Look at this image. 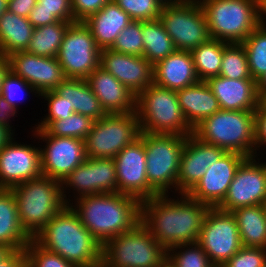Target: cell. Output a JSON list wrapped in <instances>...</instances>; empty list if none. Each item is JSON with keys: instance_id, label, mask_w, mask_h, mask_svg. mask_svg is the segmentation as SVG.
I'll return each instance as SVG.
<instances>
[{"instance_id": "cell-8", "label": "cell", "mask_w": 266, "mask_h": 267, "mask_svg": "<svg viewBox=\"0 0 266 267\" xmlns=\"http://www.w3.org/2000/svg\"><path fill=\"white\" fill-rule=\"evenodd\" d=\"M166 257L167 250L140 221L102 246L101 267H158Z\"/></svg>"}, {"instance_id": "cell-45", "label": "cell", "mask_w": 266, "mask_h": 267, "mask_svg": "<svg viewBox=\"0 0 266 267\" xmlns=\"http://www.w3.org/2000/svg\"><path fill=\"white\" fill-rule=\"evenodd\" d=\"M220 267H266V248L242 246Z\"/></svg>"}, {"instance_id": "cell-40", "label": "cell", "mask_w": 266, "mask_h": 267, "mask_svg": "<svg viewBox=\"0 0 266 267\" xmlns=\"http://www.w3.org/2000/svg\"><path fill=\"white\" fill-rule=\"evenodd\" d=\"M110 49L119 53L144 56L142 21H132L124 28Z\"/></svg>"}, {"instance_id": "cell-42", "label": "cell", "mask_w": 266, "mask_h": 267, "mask_svg": "<svg viewBox=\"0 0 266 267\" xmlns=\"http://www.w3.org/2000/svg\"><path fill=\"white\" fill-rule=\"evenodd\" d=\"M47 103L48 113L38 120L33 129H44L51 121L65 119L75 113L74 109L67 103L65 97L60 96L55 90L47 91L39 95Z\"/></svg>"}, {"instance_id": "cell-19", "label": "cell", "mask_w": 266, "mask_h": 267, "mask_svg": "<svg viewBox=\"0 0 266 267\" xmlns=\"http://www.w3.org/2000/svg\"><path fill=\"white\" fill-rule=\"evenodd\" d=\"M246 158L237 152H225L187 195L210 207H217L224 200L237 168Z\"/></svg>"}, {"instance_id": "cell-29", "label": "cell", "mask_w": 266, "mask_h": 267, "mask_svg": "<svg viewBox=\"0 0 266 267\" xmlns=\"http://www.w3.org/2000/svg\"><path fill=\"white\" fill-rule=\"evenodd\" d=\"M236 219L243 247L266 248V211L263 205L231 211Z\"/></svg>"}, {"instance_id": "cell-12", "label": "cell", "mask_w": 266, "mask_h": 267, "mask_svg": "<svg viewBox=\"0 0 266 267\" xmlns=\"http://www.w3.org/2000/svg\"><path fill=\"white\" fill-rule=\"evenodd\" d=\"M100 54L90 29L83 22H74L68 27L56 58L66 78L86 79L100 66Z\"/></svg>"}, {"instance_id": "cell-43", "label": "cell", "mask_w": 266, "mask_h": 267, "mask_svg": "<svg viewBox=\"0 0 266 267\" xmlns=\"http://www.w3.org/2000/svg\"><path fill=\"white\" fill-rule=\"evenodd\" d=\"M27 267H76L56 253L41 247L32 239L25 248Z\"/></svg>"}, {"instance_id": "cell-46", "label": "cell", "mask_w": 266, "mask_h": 267, "mask_svg": "<svg viewBox=\"0 0 266 267\" xmlns=\"http://www.w3.org/2000/svg\"><path fill=\"white\" fill-rule=\"evenodd\" d=\"M78 113L97 121L106 115L99 99L92 91L86 79H80V100Z\"/></svg>"}, {"instance_id": "cell-60", "label": "cell", "mask_w": 266, "mask_h": 267, "mask_svg": "<svg viewBox=\"0 0 266 267\" xmlns=\"http://www.w3.org/2000/svg\"><path fill=\"white\" fill-rule=\"evenodd\" d=\"M160 3H162L163 5H169V4H175L178 3L182 0H158Z\"/></svg>"}, {"instance_id": "cell-3", "label": "cell", "mask_w": 266, "mask_h": 267, "mask_svg": "<svg viewBox=\"0 0 266 267\" xmlns=\"http://www.w3.org/2000/svg\"><path fill=\"white\" fill-rule=\"evenodd\" d=\"M33 239L76 267H101L102 245L70 205L59 211Z\"/></svg>"}, {"instance_id": "cell-27", "label": "cell", "mask_w": 266, "mask_h": 267, "mask_svg": "<svg viewBox=\"0 0 266 267\" xmlns=\"http://www.w3.org/2000/svg\"><path fill=\"white\" fill-rule=\"evenodd\" d=\"M31 240L21 226L12 190L0 189V244L12 250H21L25 249Z\"/></svg>"}, {"instance_id": "cell-34", "label": "cell", "mask_w": 266, "mask_h": 267, "mask_svg": "<svg viewBox=\"0 0 266 267\" xmlns=\"http://www.w3.org/2000/svg\"><path fill=\"white\" fill-rule=\"evenodd\" d=\"M61 189L64 201L66 202L67 205H70L71 203L70 202L71 195H69L70 190H72V192L74 193L73 194L74 200H76L79 197L94 195L92 158L87 157L82 164L77 166L70 174H68L61 181ZM67 195L69 196L67 197Z\"/></svg>"}, {"instance_id": "cell-36", "label": "cell", "mask_w": 266, "mask_h": 267, "mask_svg": "<svg viewBox=\"0 0 266 267\" xmlns=\"http://www.w3.org/2000/svg\"><path fill=\"white\" fill-rule=\"evenodd\" d=\"M219 75L228 79H253L241 43H230L224 48Z\"/></svg>"}, {"instance_id": "cell-50", "label": "cell", "mask_w": 266, "mask_h": 267, "mask_svg": "<svg viewBox=\"0 0 266 267\" xmlns=\"http://www.w3.org/2000/svg\"><path fill=\"white\" fill-rule=\"evenodd\" d=\"M17 109L11 106L5 98L0 95V126L5 127L9 130L13 135L15 131L13 130V126L11 125V119L18 117Z\"/></svg>"}, {"instance_id": "cell-48", "label": "cell", "mask_w": 266, "mask_h": 267, "mask_svg": "<svg viewBox=\"0 0 266 267\" xmlns=\"http://www.w3.org/2000/svg\"><path fill=\"white\" fill-rule=\"evenodd\" d=\"M55 91L65 97L67 103L78 113L80 100V79L66 78L61 82Z\"/></svg>"}, {"instance_id": "cell-2", "label": "cell", "mask_w": 266, "mask_h": 267, "mask_svg": "<svg viewBox=\"0 0 266 267\" xmlns=\"http://www.w3.org/2000/svg\"><path fill=\"white\" fill-rule=\"evenodd\" d=\"M71 202L70 206L81 223L102 246L110 239L131 231L141 219V202L119 192L83 196L71 199Z\"/></svg>"}, {"instance_id": "cell-59", "label": "cell", "mask_w": 266, "mask_h": 267, "mask_svg": "<svg viewBox=\"0 0 266 267\" xmlns=\"http://www.w3.org/2000/svg\"><path fill=\"white\" fill-rule=\"evenodd\" d=\"M158 267H175L173 263L166 257V259Z\"/></svg>"}, {"instance_id": "cell-35", "label": "cell", "mask_w": 266, "mask_h": 267, "mask_svg": "<svg viewBox=\"0 0 266 267\" xmlns=\"http://www.w3.org/2000/svg\"><path fill=\"white\" fill-rule=\"evenodd\" d=\"M241 44L251 77L257 82L266 73V25L260 24Z\"/></svg>"}, {"instance_id": "cell-18", "label": "cell", "mask_w": 266, "mask_h": 267, "mask_svg": "<svg viewBox=\"0 0 266 267\" xmlns=\"http://www.w3.org/2000/svg\"><path fill=\"white\" fill-rule=\"evenodd\" d=\"M7 58L10 71L33 86L39 95L55 90L66 79L56 57H41L19 51Z\"/></svg>"}, {"instance_id": "cell-15", "label": "cell", "mask_w": 266, "mask_h": 267, "mask_svg": "<svg viewBox=\"0 0 266 267\" xmlns=\"http://www.w3.org/2000/svg\"><path fill=\"white\" fill-rule=\"evenodd\" d=\"M246 158L237 168L224 200L217 208L231 212L239 207L263 205L266 201V162ZM258 160V161H257Z\"/></svg>"}, {"instance_id": "cell-53", "label": "cell", "mask_w": 266, "mask_h": 267, "mask_svg": "<svg viewBox=\"0 0 266 267\" xmlns=\"http://www.w3.org/2000/svg\"><path fill=\"white\" fill-rule=\"evenodd\" d=\"M10 72V64L8 58L0 53V95L4 80Z\"/></svg>"}, {"instance_id": "cell-7", "label": "cell", "mask_w": 266, "mask_h": 267, "mask_svg": "<svg viewBox=\"0 0 266 267\" xmlns=\"http://www.w3.org/2000/svg\"><path fill=\"white\" fill-rule=\"evenodd\" d=\"M209 35L226 43H242L259 25L258 0H198Z\"/></svg>"}, {"instance_id": "cell-31", "label": "cell", "mask_w": 266, "mask_h": 267, "mask_svg": "<svg viewBox=\"0 0 266 267\" xmlns=\"http://www.w3.org/2000/svg\"><path fill=\"white\" fill-rule=\"evenodd\" d=\"M74 22L57 21L36 27L26 52L41 57H56L68 27Z\"/></svg>"}, {"instance_id": "cell-4", "label": "cell", "mask_w": 266, "mask_h": 267, "mask_svg": "<svg viewBox=\"0 0 266 267\" xmlns=\"http://www.w3.org/2000/svg\"><path fill=\"white\" fill-rule=\"evenodd\" d=\"M193 135L226 152L255 157V110H219L193 129Z\"/></svg>"}, {"instance_id": "cell-32", "label": "cell", "mask_w": 266, "mask_h": 267, "mask_svg": "<svg viewBox=\"0 0 266 267\" xmlns=\"http://www.w3.org/2000/svg\"><path fill=\"white\" fill-rule=\"evenodd\" d=\"M229 43L210 38L191 50L195 70L200 81L219 76L223 50Z\"/></svg>"}, {"instance_id": "cell-37", "label": "cell", "mask_w": 266, "mask_h": 267, "mask_svg": "<svg viewBox=\"0 0 266 267\" xmlns=\"http://www.w3.org/2000/svg\"><path fill=\"white\" fill-rule=\"evenodd\" d=\"M95 120L79 113H73L65 119L51 121L44 130L52 136L74 137L85 140L92 130Z\"/></svg>"}, {"instance_id": "cell-14", "label": "cell", "mask_w": 266, "mask_h": 267, "mask_svg": "<svg viewBox=\"0 0 266 267\" xmlns=\"http://www.w3.org/2000/svg\"><path fill=\"white\" fill-rule=\"evenodd\" d=\"M33 138L44 142L41 150L42 175L60 182L87 156L84 140L74 137H57L49 135L44 129H33ZM43 139V140H42Z\"/></svg>"}, {"instance_id": "cell-24", "label": "cell", "mask_w": 266, "mask_h": 267, "mask_svg": "<svg viewBox=\"0 0 266 267\" xmlns=\"http://www.w3.org/2000/svg\"><path fill=\"white\" fill-rule=\"evenodd\" d=\"M199 81L190 51L176 50L154 65L158 86L177 91Z\"/></svg>"}, {"instance_id": "cell-49", "label": "cell", "mask_w": 266, "mask_h": 267, "mask_svg": "<svg viewBox=\"0 0 266 267\" xmlns=\"http://www.w3.org/2000/svg\"><path fill=\"white\" fill-rule=\"evenodd\" d=\"M260 147H266V107L261 102L255 109V157H260Z\"/></svg>"}, {"instance_id": "cell-62", "label": "cell", "mask_w": 266, "mask_h": 267, "mask_svg": "<svg viewBox=\"0 0 266 267\" xmlns=\"http://www.w3.org/2000/svg\"><path fill=\"white\" fill-rule=\"evenodd\" d=\"M263 206H264V208H265V211H266V201L264 202Z\"/></svg>"}, {"instance_id": "cell-38", "label": "cell", "mask_w": 266, "mask_h": 267, "mask_svg": "<svg viewBox=\"0 0 266 267\" xmlns=\"http://www.w3.org/2000/svg\"><path fill=\"white\" fill-rule=\"evenodd\" d=\"M167 258L175 267H216L197 242L169 248Z\"/></svg>"}, {"instance_id": "cell-26", "label": "cell", "mask_w": 266, "mask_h": 267, "mask_svg": "<svg viewBox=\"0 0 266 267\" xmlns=\"http://www.w3.org/2000/svg\"><path fill=\"white\" fill-rule=\"evenodd\" d=\"M176 93L185 120L192 129L220 110L218 100L206 81H199Z\"/></svg>"}, {"instance_id": "cell-52", "label": "cell", "mask_w": 266, "mask_h": 267, "mask_svg": "<svg viewBox=\"0 0 266 267\" xmlns=\"http://www.w3.org/2000/svg\"><path fill=\"white\" fill-rule=\"evenodd\" d=\"M0 267H27V255L25 249L13 250L0 262Z\"/></svg>"}, {"instance_id": "cell-55", "label": "cell", "mask_w": 266, "mask_h": 267, "mask_svg": "<svg viewBox=\"0 0 266 267\" xmlns=\"http://www.w3.org/2000/svg\"><path fill=\"white\" fill-rule=\"evenodd\" d=\"M15 135L5 127L0 126V149Z\"/></svg>"}, {"instance_id": "cell-61", "label": "cell", "mask_w": 266, "mask_h": 267, "mask_svg": "<svg viewBox=\"0 0 266 267\" xmlns=\"http://www.w3.org/2000/svg\"><path fill=\"white\" fill-rule=\"evenodd\" d=\"M260 102L266 107V94L260 99Z\"/></svg>"}, {"instance_id": "cell-17", "label": "cell", "mask_w": 266, "mask_h": 267, "mask_svg": "<svg viewBox=\"0 0 266 267\" xmlns=\"http://www.w3.org/2000/svg\"><path fill=\"white\" fill-rule=\"evenodd\" d=\"M15 139L13 136L0 149V189H11L42 175L41 147Z\"/></svg>"}, {"instance_id": "cell-23", "label": "cell", "mask_w": 266, "mask_h": 267, "mask_svg": "<svg viewBox=\"0 0 266 267\" xmlns=\"http://www.w3.org/2000/svg\"><path fill=\"white\" fill-rule=\"evenodd\" d=\"M206 82L216 96L221 110H255L260 103L257 82L254 79H228L219 75Z\"/></svg>"}, {"instance_id": "cell-47", "label": "cell", "mask_w": 266, "mask_h": 267, "mask_svg": "<svg viewBox=\"0 0 266 267\" xmlns=\"http://www.w3.org/2000/svg\"><path fill=\"white\" fill-rule=\"evenodd\" d=\"M110 0H72L74 22H83L100 11Z\"/></svg>"}, {"instance_id": "cell-54", "label": "cell", "mask_w": 266, "mask_h": 267, "mask_svg": "<svg viewBox=\"0 0 266 267\" xmlns=\"http://www.w3.org/2000/svg\"><path fill=\"white\" fill-rule=\"evenodd\" d=\"M258 13L260 24L266 25V0H258Z\"/></svg>"}, {"instance_id": "cell-58", "label": "cell", "mask_w": 266, "mask_h": 267, "mask_svg": "<svg viewBox=\"0 0 266 267\" xmlns=\"http://www.w3.org/2000/svg\"><path fill=\"white\" fill-rule=\"evenodd\" d=\"M8 0H0V17L7 10Z\"/></svg>"}, {"instance_id": "cell-28", "label": "cell", "mask_w": 266, "mask_h": 267, "mask_svg": "<svg viewBox=\"0 0 266 267\" xmlns=\"http://www.w3.org/2000/svg\"><path fill=\"white\" fill-rule=\"evenodd\" d=\"M34 29L27 17L6 10L0 17V53L7 57L26 51Z\"/></svg>"}, {"instance_id": "cell-5", "label": "cell", "mask_w": 266, "mask_h": 267, "mask_svg": "<svg viewBox=\"0 0 266 267\" xmlns=\"http://www.w3.org/2000/svg\"><path fill=\"white\" fill-rule=\"evenodd\" d=\"M22 228L33 239L67 204L61 182L41 175L11 188Z\"/></svg>"}, {"instance_id": "cell-44", "label": "cell", "mask_w": 266, "mask_h": 267, "mask_svg": "<svg viewBox=\"0 0 266 267\" xmlns=\"http://www.w3.org/2000/svg\"><path fill=\"white\" fill-rule=\"evenodd\" d=\"M25 93L27 95L32 93V95L39 97V93L33 86L10 71L4 80L1 95L18 111L20 109L18 102L20 103L19 100L26 95Z\"/></svg>"}, {"instance_id": "cell-25", "label": "cell", "mask_w": 266, "mask_h": 267, "mask_svg": "<svg viewBox=\"0 0 266 267\" xmlns=\"http://www.w3.org/2000/svg\"><path fill=\"white\" fill-rule=\"evenodd\" d=\"M133 20L113 0L100 11L89 16L83 23L90 29L96 45L101 49H110L120 32Z\"/></svg>"}, {"instance_id": "cell-16", "label": "cell", "mask_w": 266, "mask_h": 267, "mask_svg": "<svg viewBox=\"0 0 266 267\" xmlns=\"http://www.w3.org/2000/svg\"><path fill=\"white\" fill-rule=\"evenodd\" d=\"M113 159L117 171V192L135 197L140 202L160 195L146 177L144 132Z\"/></svg>"}, {"instance_id": "cell-57", "label": "cell", "mask_w": 266, "mask_h": 267, "mask_svg": "<svg viewBox=\"0 0 266 267\" xmlns=\"http://www.w3.org/2000/svg\"><path fill=\"white\" fill-rule=\"evenodd\" d=\"M13 250L4 245V244H0V262L5 259Z\"/></svg>"}, {"instance_id": "cell-39", "label": "cell", "mask_w": 266, "mask_h": 267, "mask_svg": "<svg viewBox=\"0 0 266 267\" xmlns=\"http://www.w3.org/2000/svg\"><path fill=\"white\" fill-rule=\"evenodd\" d=\"M94 195L117 193V171L114 159L92 158Z\"/></svg>"}, {"instance_id": "cell-1", "label": "cell", "mask_w": 266, "mask_h": 267, "mask_svg": "<svg viewBox=\"0 0 266 267\" xmlns=\"http://www.w3.org/2000/svg\"><path fill=\"white\" fill-rule=\"evenodd\" d=\"M209 209L210 206L187 194L174 197L162 194L141 201L140 221L168 250L176 245L198 242Z\"/></svg>"}, {"instance_id": "cell-21", "label": "cell", "mask_w": 266, "mask_h": 267, "mask_svg": "<svg viewBox=\"0 0 266 267\" xmlns=\"http://www.w3.org/2000/svg\"><path fill=\"white\" fill-rule=\"evenodd\" d=\"M100 67L111 73L136 96L154 83V65L144 56L101 50Z\"/></svg>"}, {"instance_id": "cell-51", "label": "cell", "mask_w": 266, "mask_h": 267, "mask_svg": "<svg viewBox=\"0 0 266 267\" xmlns=\"http://www.w3.org/2000/svg\"><path fill=\"white\" fill-rule=\"evenodd\" d=\"M36 3L37 0H8L7 10L16 15L28 18Z\"/></svg>"}, {"instance_id": "cell-22", "label": "cell", "mask_w": 266, "mask_h": 267, "mask_svg": "<svg viewBox=\"0 0 266 267\" xmlns=\"http://www.w3.org/2000/svg\"><path fill=\"white\" fill-rule=\"evenodd\" d=\"M86 80L106 114L136 112V95L102 67L98 66Z\"/></svg>"}, {"instance_id": "cell-9", "label": "cell", "mask_w": 266, "mask_h": 267, "mask_svg": "<svg viewBox=\"0 0 266 267\" xmlns=\"http://www.w3.org/2000/svg\"><path fill=\"white\" fill-rule=\"evenodd\" d=\"M186 139L187 137L176 134L144 132L146 177L160 195L170 192L175 195L177 192L180 157Z\"/></svg>"}, {"instance_id": "cell-56", "label": "cell", "mask_w": 266, "mask_h": 267, "mask_svg": "<svg viewBox=\"0 0 266 267\" xmlns=\"http://www.w3.org/2000/svg\"><path fill=\"white\" fill-rule=\"evenodd\" d=\"M257 93L260 99L266 94V73L257 81Z\"/></svg>"}, {"instance_id": "cell-41", "label": "cell", "mask_w": 266, "mask_h": 267, "mask_svg": "<svg viewBox=\"0 0 266 267\" xmlns=\"http://www.w3.org/2000/svg\"><path fill=\"white\" fill-rule=\"evenodd\" d=\"M133 21L159 19L163 4L158 0H113Z\"/></svg>"}, {"instance_id": "cell-10", "label": "cell", "mask_w": 266, "mask_h": 267, "mask_svg": "<svg viewBox=\"0 0 266 267\" xmlns=\"http://www.w3.org/2000/svg\"><path fill=\"white\" fill-rule=\"evenodd\" d=\"M140 133L136 112L106 114L94 122L84 140L86 156L113 159L127 145L138 139Z\"/></svg>"}, {"instance_id": "cell-13", "label": "cell", "mask_w": 266, "mask_h": 267, "mask_svg": "<svg viewBox=\"0 0 266 267\" xmlns=\"http://www.w3.org/2000/svg\"><path fill=\"white\" fill-rule=\"evenodd\" d=\"M197 243L216 267L222 266L236 254L241 249L242 243L232 212L210 207Z\"/></svg>"}, {"instance_id": "cell-6", "label": "cell", "mask_w": 266, "mask_h": 267, "mask_svg": "<svg viewBox=\"0 0 266 267\" xmlns=\"http://www.w3.org/2000/svg\"><path fill=\"white\" fill-rule=\"evenodd\" d=\"M136 114L141 132L184 137L193 134L179 105L176 91L155 83L136 96Z\"/></svg>"}, {"instance_id": "cell-20", "label": "cell", "mask_w": 266, "mask_h": 267, "mask_svg": "<svg viewBox=\"0 0 266 267\" xmlns=\"http://www.w3.org/2000/svg\"><path fill=\"white\" fill-rule=\"evenodd\" d=\"M225 152L222 148L202 142L193 134L187 136L180 157L177 194H187Z\"/></svg>"}, {"instance_id": "cell-30", "label": "cell", "mask_w": 266, "mask_h": 267, "mask_svg": "<svg viewBox=\"0 0 266 267\" xmlns=\"http://www.w3.org/2000/svg\"><path fill=\"white\" fill-rule=\"evenodd\" d=\"M144 57L153 65L177 49L159 19L142 21Z\"/></svg>"}, {"instance_id": "cell-33", "label": "cell", "mask_w": 266, "mask_h": 267, "mask_svg": "<svg viewBox=\"0 0 266 267\" xmlns=\"http://www.w3.org/2000/svg\"><path fill=\"white\" fill-rule=\"evenodd\" d=\"M28 20L34 28L57 21L74 22L72 0H37Z\"/></svg>"}, {"instance_id": "cell-11", "label": "cell", "mask_w": 266, "mask_h": 267, "mask_svg": "<svg viewBox=\"0 0 266 267\" xmlns=\"http://www.w3.org/2000/svg\"><path fill=\"white\" fill-rule=\"evenodd\" d=\"M159 20L177 50L191 51L210 39L206 17L198 0L164 5Z\"/></svg>"}]
</instances>
